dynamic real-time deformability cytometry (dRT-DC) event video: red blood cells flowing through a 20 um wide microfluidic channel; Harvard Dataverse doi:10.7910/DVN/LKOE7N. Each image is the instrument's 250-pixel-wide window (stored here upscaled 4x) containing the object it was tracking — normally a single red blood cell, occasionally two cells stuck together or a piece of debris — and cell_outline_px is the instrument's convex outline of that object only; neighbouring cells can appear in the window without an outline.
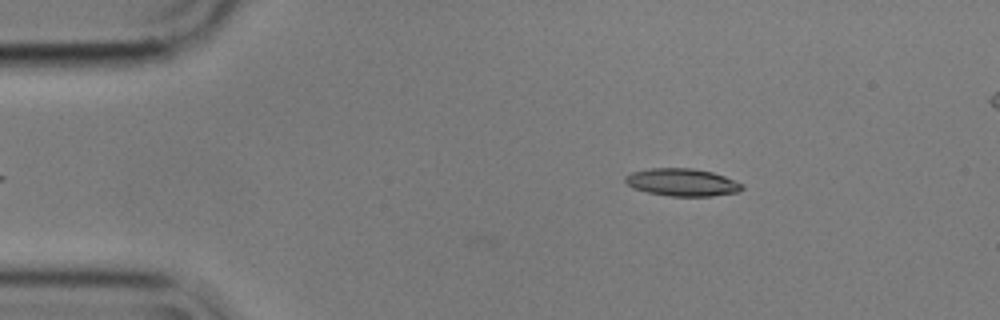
{"species": "common noctule bat (a hibernating species)", "species_latin": "Nyctalus noctula", "temperature_condition": "cold", "stored_images_in_passage": 3, "camera_frame_rate_fps": 3000, "um_per_image_px": 0.085, "animal": {"sex": "male", "body_mass_g": 17.9}, "frame": {"image": 1, "passage_image": 3, "time_ms": 0.667, "image_size_px": [1000, 320], "cell_outline_px": [[744, 188], [736, 192], [712, 196], [668, 196], [648, 192], [632, 188], [624, 180], [624, 176], [632, 172], [648, 168], [692, 168], [712, 172], [724, 176], [744, 184]], "centroid_in_image_um": [57.97, 15.49], "position_along_channel_um": 27.0, "area_um2": 18.79}}